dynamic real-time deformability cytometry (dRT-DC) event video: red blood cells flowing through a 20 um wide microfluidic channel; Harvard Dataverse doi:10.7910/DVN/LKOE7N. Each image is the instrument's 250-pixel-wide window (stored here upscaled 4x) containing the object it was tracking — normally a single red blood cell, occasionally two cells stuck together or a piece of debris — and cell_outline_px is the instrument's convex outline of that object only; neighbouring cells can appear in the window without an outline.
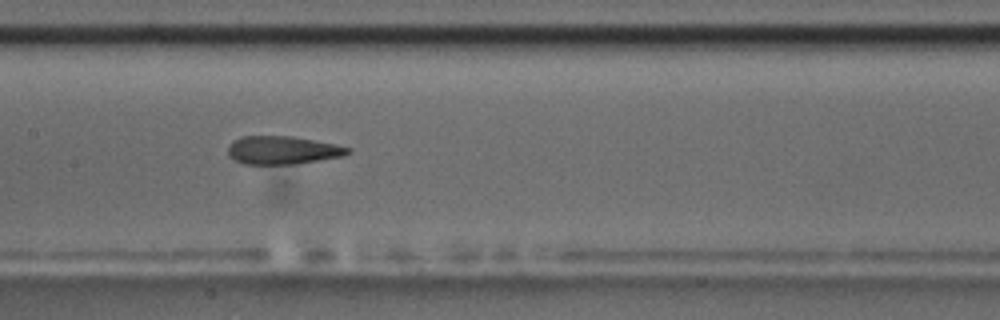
{"species": "common noctule bat (a hibernating species)", "species_latin": "Nyctalus noctula", "temperature_condition": "room temperature", "stored_images_in_passage": 7, "camera_frame_rate_fps": 3000, "um_per_image_px": 0.085, "animal": {"sex": "male", "body_mass_g": 17.5, "forearm_length_mm": 52.3}, "frame": {"image": 1, "passage_image": 6, "time_ms": 6.667, "image_size_px": [1000, 320], "cell_outline_px": [[352, 148], [344, 156], [292, 164], [244, 164], [228, 156], [228, 144], [232, 140], [240, 136], [292, 136]], "centroid_in_image_um": [23.95, 12.76], "position_along_channel_um": 183.5, "area_um2": 19.54}}